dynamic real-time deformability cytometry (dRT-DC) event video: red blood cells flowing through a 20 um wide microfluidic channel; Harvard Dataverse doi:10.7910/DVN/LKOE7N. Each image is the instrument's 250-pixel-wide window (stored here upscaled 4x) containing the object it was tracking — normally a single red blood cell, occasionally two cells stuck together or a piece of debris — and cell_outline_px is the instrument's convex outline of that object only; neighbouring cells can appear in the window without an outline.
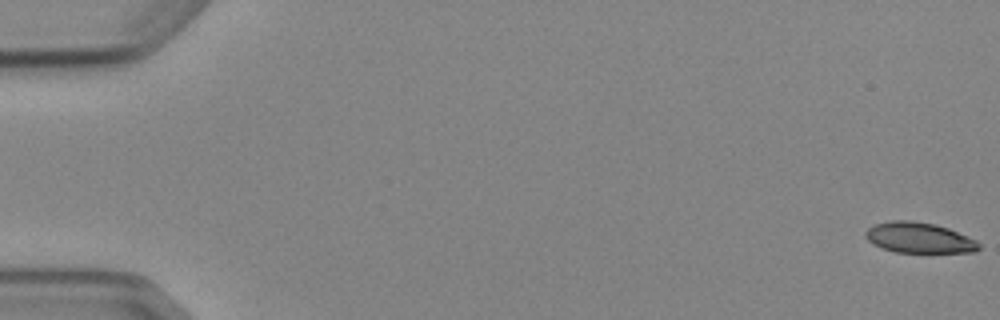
{"species": "Egyptian fruit bat (a non-hibernating species)", "species_latin": "Rousettus aegyptiacus", "temperature_condition": "cold", "stored_images_in_passage": 7, "camera_frame_rate_fps": 3000, "um_per_image_px": 0.085, "animal": {"sex": "female"}, "frame": {"image": 1, "passage_image": 1, "time_ms": 0.0, "image_size_px": [1000, 320], "cell_outline_px": [[980, 248], [976, 252], [896, 252], [872, 244], [864, 236], [864, 232], [872, 224], [892, 220], [908, 220], [936, 224], [948, 228], [976, 240], [980, 244]], "centroid_in_image_um": [78.09, 20.2], "position_along_channel_um": 6.9, "area_um2": 20.23}}
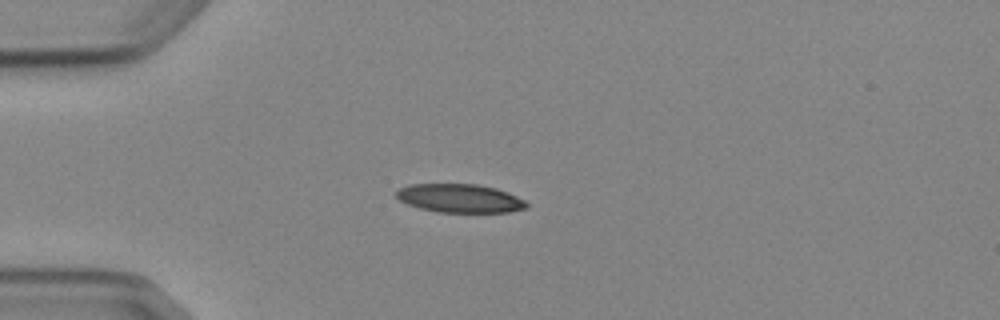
{"frame": {"image": 2, "passage_image": 5, "time_ms": 4.667, "image_size_px": [1000, 320], "cell_outline_px": [[528, 208], [508, 212], [440, 212], [420, 208], [408, 204], [400, 200], [396, 196], [396, 192], [400, 188], [408, 184], [476, 184], [496, 188], [508, 192], [524, 200], [528, 204]], "centroid_in_image_um": [39.1, 16.85], "position_along_channel_um": 45.9, "area_um2": 21.62}}
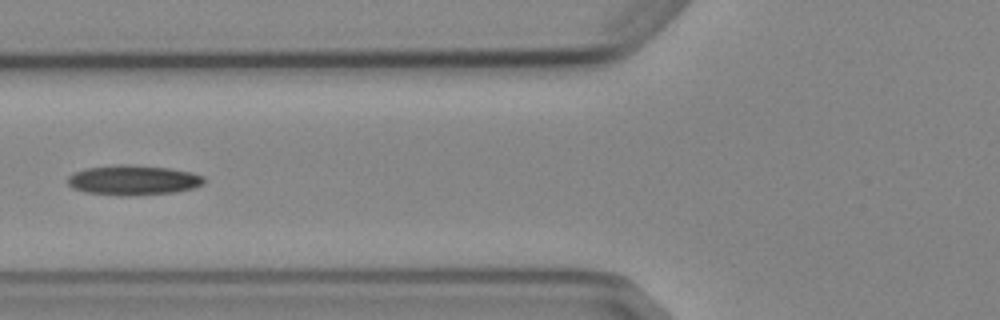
{"frame": {"image": 3, "passage_image": 7, "time_ms": 7.0, "image_size_px": [1000, 320], "cell_outline_px": [[204, 184], [192, 188], [176, 192], [128, 196], [120, 196], [84, 192], [72, 188], [68, 184], [68, 176], [72, 172], [84, 168], [120, 164], [128, 164], [168, 168], [192, 172], [204, 176]], "centroid_in_image_um": [11.29, 15.31], "position_along_channel_um": 114.5, "area_um2": 24.04}}